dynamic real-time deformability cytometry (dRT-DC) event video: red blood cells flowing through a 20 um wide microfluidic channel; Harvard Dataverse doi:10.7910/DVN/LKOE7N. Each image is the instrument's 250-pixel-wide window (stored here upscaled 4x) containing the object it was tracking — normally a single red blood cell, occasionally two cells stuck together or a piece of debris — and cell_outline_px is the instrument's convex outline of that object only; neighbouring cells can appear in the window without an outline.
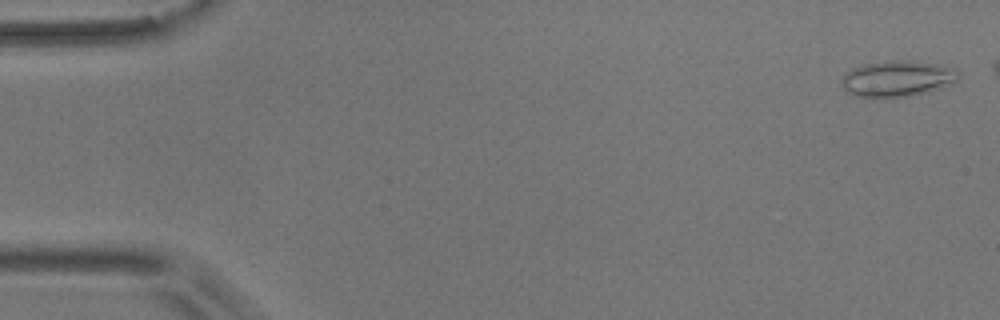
{"species": "common noctule bat (a hibernating species)", "species_latin": "Nyctalus noctula", "temperature_condition": "room temperature", "stored_images_in_passage": 43, "camera_frame_rate_fps": 3000, "um_per_image_px": 0.085, "animal": {"sex": "male", "body_mass_g": 17.9}, "frame": {"image": 1, "passage_image": 2, "time_ms": 0.333, "image_size_px": [1000, 320], "cell_outline_px": [[960, 76], [956, 80], [908, 96], [872, 100], [856, 96], [848, 92], [844, 88], [840, 80], [844, 72], [852, 68], [864, 64], [892, 60], [908, 60], [956, 68]], "centroid_in_image_um": [76.12, 6.69], "position_along_channel_um": 8.9, "area_um2": 24.33}}
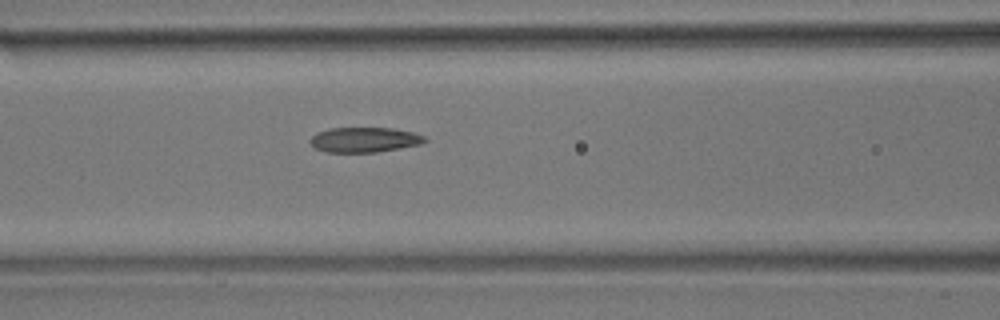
{"frame": {"image": 2, "passage_image": 23, "time_ms": 7.333, "image_size_px": [1000, 320], "cell_outline_px": [[428, 140], [424, 144], [376, 152], [324, 152], [312, 148], [308, 140], [316, 132], [328, 128], [392, 128], [412, 132], [424, 136]], "centroid_in_image_um": [30.93, 11.88], "position_along_channel_um": 135.7, "area_um2": 16.99}}
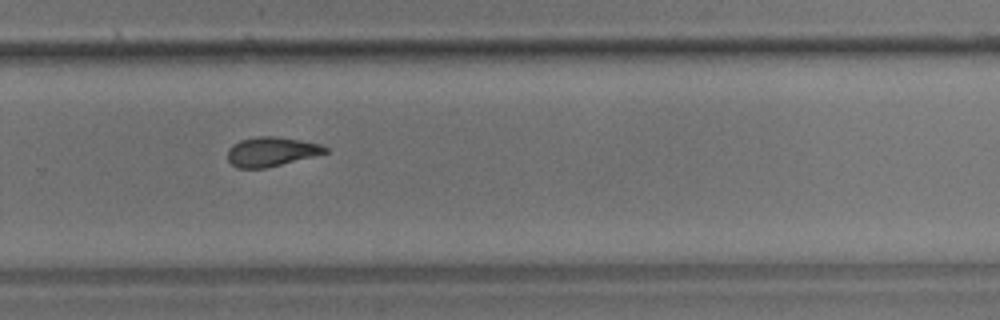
{"frame": {"image": 3, "passage_image": 37, "time_ms": 12.0, "image_size_px": [1000, 320], "cell_outline_px": [[328, 152], [264, 168], [236, 168], [228, 160], [228, 148], [232, 144], [240, 140], [256, 136], [276, 136], [300, 140], [320, 144], [328, 148]], "centroid_in_image_um": [23.02, 12.87], "position_along_channel_um": 306.8, "area_um2": 16.53}, "authors_computed_cell_mechanics": {"area_um2": 17.8024, "velocity_mm_per_s": 3.6748, "shape_relaxation_time_tau1_ms": null, "shape_relaxation_time_tau2_ms": 4.0755, "deformation_change_tau1": null, "deformation_change_tau2": 0.1194}}